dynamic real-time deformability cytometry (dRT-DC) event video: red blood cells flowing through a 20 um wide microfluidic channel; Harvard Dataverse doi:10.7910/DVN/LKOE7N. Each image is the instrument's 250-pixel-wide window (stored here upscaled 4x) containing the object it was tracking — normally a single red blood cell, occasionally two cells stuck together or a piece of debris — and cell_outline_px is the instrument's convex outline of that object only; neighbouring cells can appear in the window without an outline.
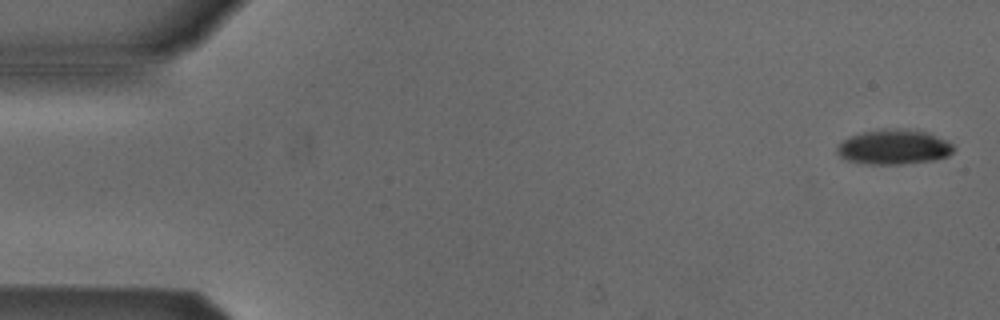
{"species": "Egyptian fruit bat (a non-hibernating species)", "species_latin": "Rousettus aegyptiacus", "temperature_condition": "cold", "stored_images_in_passage": 4, "camera_frame_rate_fps": 3000, "um_per_image_px": 0.085, "animal": {"sex": "male"}, "frame": {"image": 1, "passage_image": 4, "time_ms": 4.667, "image_size_px": [1000, 320], "cell_outline_px": [[956, 148], [948, 156], [932, 160], [904, 164], [864, 164], [844, 160], [836, 152], [836, 148], [844, 140], [860, 132], [884, 128], [896, 128], [928, 132], [948, 140]], "centroid_in_image_um": [75.98, 12.49], "position_along_channel_um": 9.0, "area_um2": 23.93}}